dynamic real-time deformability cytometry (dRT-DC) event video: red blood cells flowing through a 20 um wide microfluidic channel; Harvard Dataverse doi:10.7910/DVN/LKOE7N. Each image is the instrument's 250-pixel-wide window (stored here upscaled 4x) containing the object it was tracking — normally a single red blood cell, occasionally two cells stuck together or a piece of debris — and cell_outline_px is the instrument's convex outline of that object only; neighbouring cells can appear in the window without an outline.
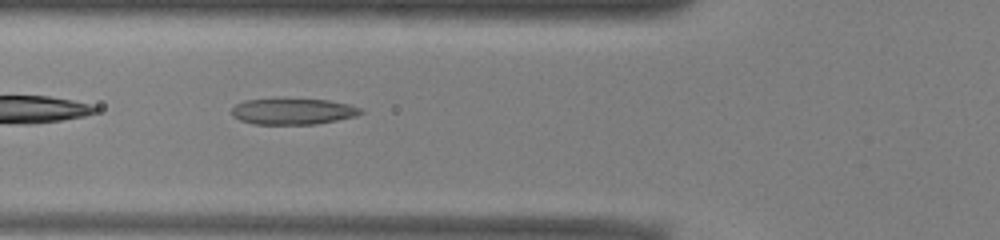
{"species": "common noctule bat (a hibernating species)", "species_latin": "Nyctalus noctula", "temperature_condition": "warm", "stored_images_in_passage": 33, "camera_frame_rate_fps": 3000, "um_per_image_px": 0.085, "animal": {"sex": "male", "body_mass_g": 13.0, "forearm_length_mm": 53.1}, "frame": {"image": 1, "passage_image": 3, "time_ms": 0.667, "image_size_px": [1000, 240], "cell_outline_px": [[364, 112], [356, 116], [316, 124], [252, 124], [240, 120], [232, 116], [232, 108], [236, 104], [244, 100], [328, 100], [348, 104], [360, 108]], "centroid_in_image_um": [24.89, 9.49], "position_along_channel_um": 100.9, "area_um2": 19.25}}
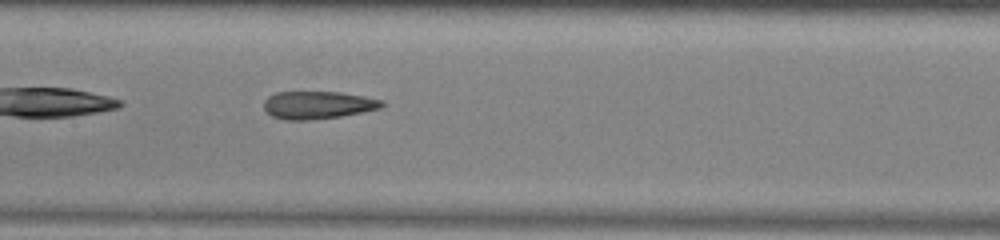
{"frame": {"image": 2, "passage_image": 9, "time_ms": 2.667, "image_size_px": [1000, 240], "cell_outline_px": [[384, 104], [380, 108], [340, 116], [308, 120], [288, 120], [272, 116], [264, 108], [264, 100], [268, 96], [276, 92], [340, 92], [364, 96], [384, 100]], "centroid_in_image_um": [27.0, 8.91], "position_along_channel_um": 180.4, "area_um2": 18.9}}
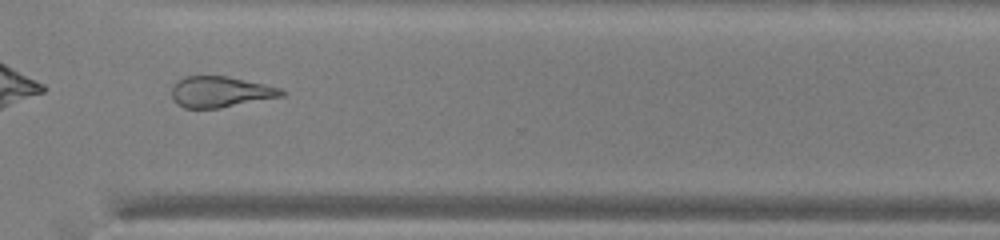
{"frame": {"image": 3, "passage_image": 22, "time_ms": 7.0, "image_size_px": [1000, 240], "cell_outline_px": [[284, 96], [220, 108], [184, 108], [176, 104], [172, 96], [172, 84], [176, 80], [184, 76], [228, 76], [264, 84], [280, 88], [284, 92]], "centroid_in_image_um": [18.69, 7.8], "position_along_channel_um": 351.9, "area_um2": 19.88}}